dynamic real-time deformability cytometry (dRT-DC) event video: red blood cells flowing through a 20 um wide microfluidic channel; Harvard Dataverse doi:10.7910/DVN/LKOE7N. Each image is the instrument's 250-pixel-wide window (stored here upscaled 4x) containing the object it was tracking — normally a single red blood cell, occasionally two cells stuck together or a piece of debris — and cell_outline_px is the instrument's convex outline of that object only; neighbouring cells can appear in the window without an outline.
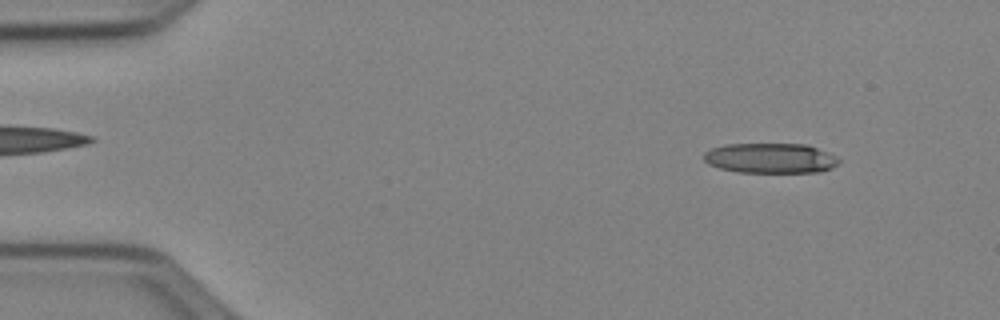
{"species": "Egyptian fruit bat (a non-hibernating species)", "species_latin": "Rousettus aegyptiacus", "temperature_condition": "cold", "stored_images_in_passage": 51, "camera_frame_rate_fps": 3000, "um_per_image_px": 0.085, "animal": {"sex": "female"}, "frame": {"image": 1, "passage_image": 5, "time_ms": 1.333, "image_size_px": [1000, 320], "cell_outline_px": [[840, 164], [832, 168], [820, 172], [736, 172], [720, 168], [708, 164], [704, 160], [704, 152], [712, 148], [724, 144], [808, 144], [836, 156], [840, 160]], "centroid_in_image_um": [65.5, 13.44], "position_along_channel_um": 19.5, "area_um2": 23.81}}
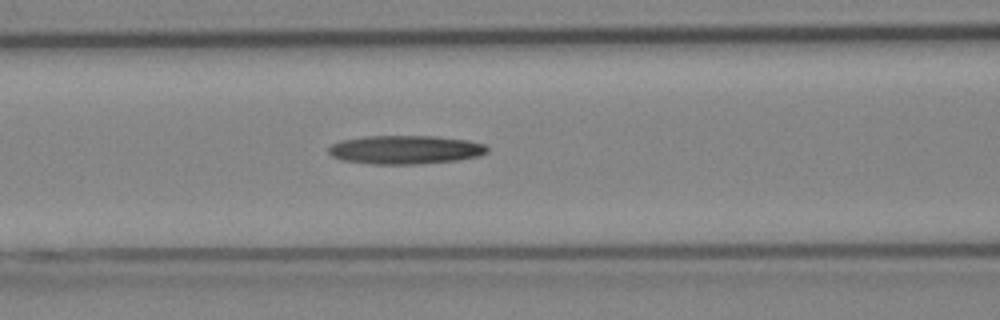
{"frame": {"image": 2, "passage_image": 21, "time_ms": 6.667, "image_size_px": [1000, 320], "cell_outline_px": [[488, 152], [480, 156], [456, 160], [416, 164], [372, 164], [340, 160], [332, 156], [328, 152], [328, 148], [332, 144], [340, 140], [364, 136], [436, 136], [468, 140], [484, 144], [488, 148]], "centroid_in_image_um": [34.43, 12.72], "position_along_channel_um": 132.2, "area_um2": 26.65}}
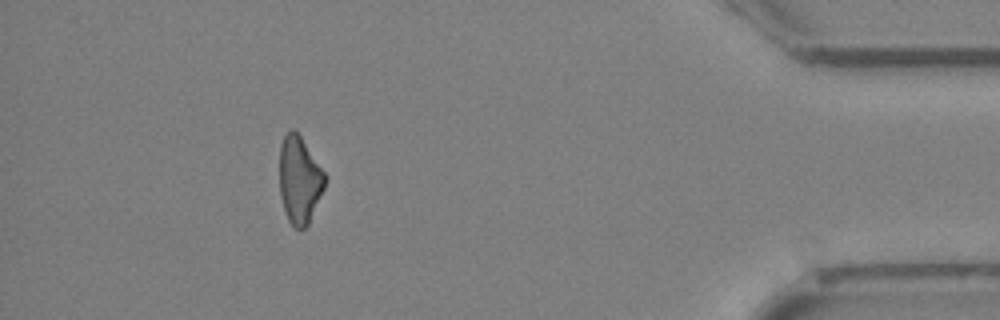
{"frame": {"image": 3, "passage_image": 46, "time_ms": 15.0, "image_size_px": [1000, 320], "cell_outline_px": [[328, 176], [324, 188], [308, 224], [304, 228], [296, 228], [288, 220], [280, 196], [280, 144], [284, 136], [292, 128], [300, 136]], "centroid_in_image_um": [25.47, 15.28], "position_along_channel_um": 409.7, "area_um2": 22.89}}